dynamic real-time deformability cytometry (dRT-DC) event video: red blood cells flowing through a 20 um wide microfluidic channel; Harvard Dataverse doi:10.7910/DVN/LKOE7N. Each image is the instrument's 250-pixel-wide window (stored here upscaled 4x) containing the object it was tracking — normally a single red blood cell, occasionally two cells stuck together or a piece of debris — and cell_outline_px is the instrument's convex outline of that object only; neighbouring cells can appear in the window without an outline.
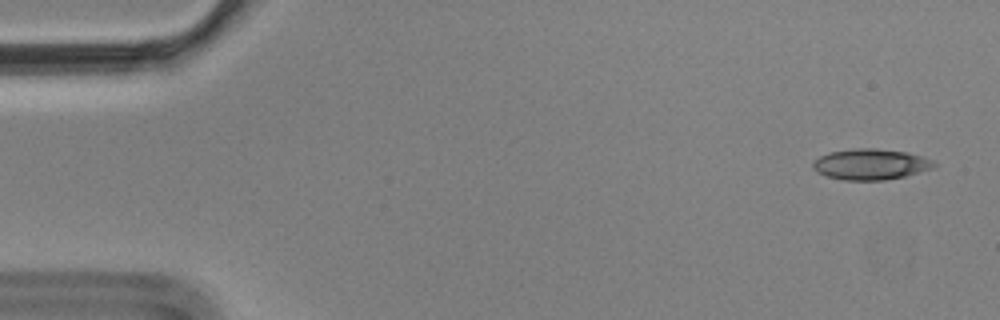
{"species": "Egyptian fruit bat (a non-hibernating species)", "species_latin": "Rousettus aegyptiacus", "temperature_condition": "cold", "stored_images_in_passage": 5, "camera_frame_rate_fps": 3000, "um_per_image_px": 0.085, "animal": {"sex": "male"}, "frame": {"image": 1, "passage_image": 1, "time_ms": 0.0, "image_size_px": [1000, 320], "cell_outline_px": [[936, 164], [932, 168], [904, 176], [884, 180], [844, 180], [828, 176], [816, 172], [812, 168], [812, 164], [820, 156], [828, 152], [852, 148], [876, 148], [908, 152], [932, 160]], "centroid_in_image_um": [73.97, 13.95], "position_along_channel_um": 11.0, "area_um2": 21.68}}
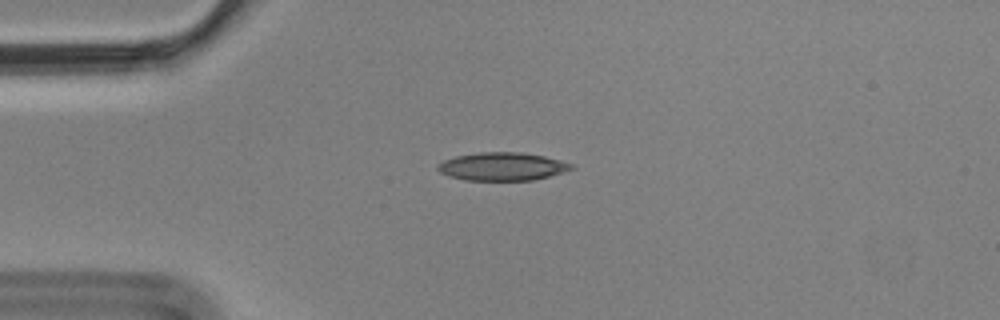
{"frame": {"image": 2, "passage_image": 4, "time_ms": 1.0, "image_size_px": [1000, 320], "cell_outline_px": [[576, 168], [548, 176], [532, 180], [464, 180], [448, 176], [440, 172], [436, 168], [444, 160], [456, 156], [480, 152], [520, 152], [544, 156], [560, 160], [572, 164]], "centroid_in_image_um": [42.69, 14.15], "position_along_channel_um": 42.3, "area_um2": 21.73}}